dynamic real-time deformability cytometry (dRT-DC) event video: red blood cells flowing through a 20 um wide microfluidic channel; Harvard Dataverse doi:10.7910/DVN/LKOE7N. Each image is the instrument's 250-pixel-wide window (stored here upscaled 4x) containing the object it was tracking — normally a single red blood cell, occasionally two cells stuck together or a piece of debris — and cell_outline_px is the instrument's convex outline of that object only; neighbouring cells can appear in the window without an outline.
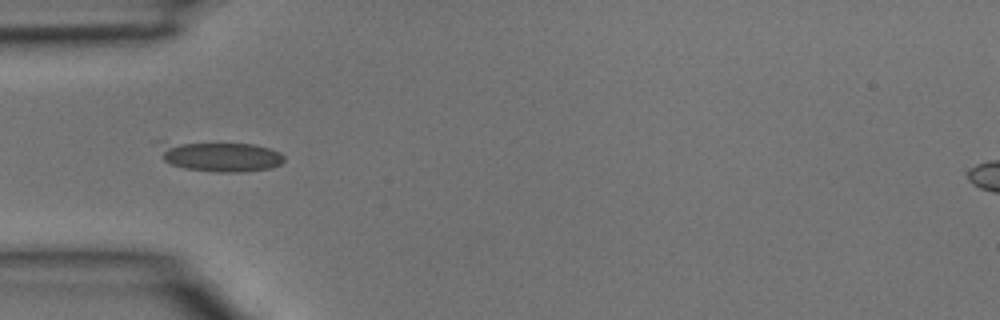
{"species": "common noctule bat (a hibernating species)", "species_latin": "Nyctalus noctula", "temperature_condition": "room temperature", "stored_images_in_passage": 2, "camera_frame_rate_fps": 3000, "um_per_image_px": 0.085, "animal": {"sex": "male", "body_mass_g": 15.6}, "frame": {"image": 1, "passage_image": 1, "time_ms": 0.0, "image_size_px": [1000, 320], "cell_outline_px": [[284, 160], [280, 164], [272, 168], [244, 172], [216, 172], [184, 168], [172, 164], [164, 160], [152, 140], [160, 140], [252, 144], [268, 148], [280, 152], [284, 156]], "centroid_in_image_um": [18.57, 13.26], "position_along_channel_um": 66.4, "area_um2": 22.72}}